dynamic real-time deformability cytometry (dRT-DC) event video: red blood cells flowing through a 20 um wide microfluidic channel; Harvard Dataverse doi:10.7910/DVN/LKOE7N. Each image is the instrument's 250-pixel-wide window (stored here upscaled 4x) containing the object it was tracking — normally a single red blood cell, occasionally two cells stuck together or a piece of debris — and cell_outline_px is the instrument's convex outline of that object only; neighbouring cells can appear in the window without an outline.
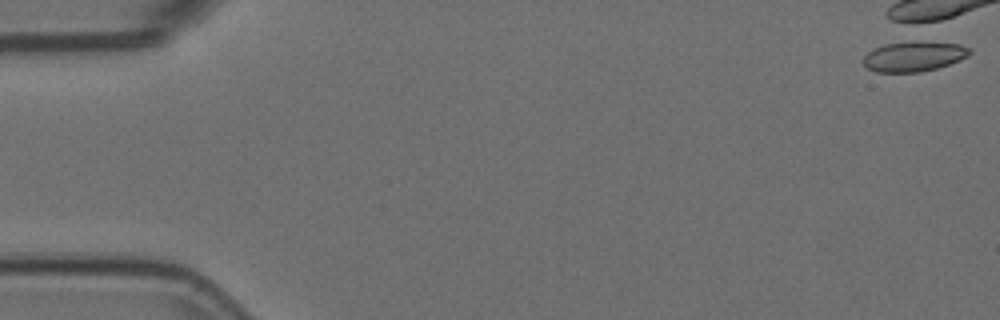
{"species": "Egyptian fruit bat (a non-hibernating species)", "species_latin": "Rousettus aegyptiacus", "temperature_condition": "room temperature", "stored_images_in_passage": 3, "camera_frame_rate_fps": 3000, "um_per_image_px": 0.085, "animal": {"sex": "female"}, "frame": {"image": 1, "passage_image": 1, "time_ms": 0.0, "image_size_px": [1000, 320], "cell_outline_px": [[972, 52], [968, 56], [960, 60], [936, 68], [920, 72], [876, 72], [868, 68], [864, 64], [864, 56], [868, 52], [884, 44], [960, 44], [972, 48]], "centroid_in_image_um": [77.69, 4.84], "position_along_channel_um": 7.3, "area_um2": 17.69}}